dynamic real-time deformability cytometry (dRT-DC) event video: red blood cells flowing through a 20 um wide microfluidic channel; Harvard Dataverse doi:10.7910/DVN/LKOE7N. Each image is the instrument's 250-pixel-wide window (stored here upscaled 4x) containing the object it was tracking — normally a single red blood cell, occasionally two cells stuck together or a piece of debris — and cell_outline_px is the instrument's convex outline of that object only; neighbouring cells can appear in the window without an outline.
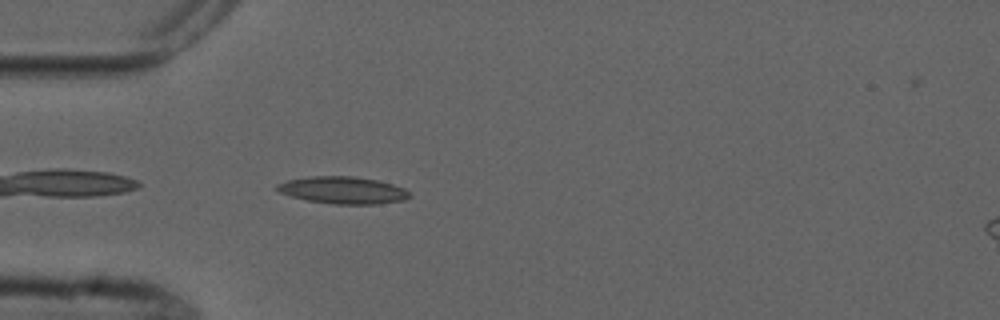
{"species": "common noctule bat (a hibernating species)", "species_latin": "Nyctalus noctula", "temperature_condition": "cold", "stored_images_in_passage": 4, "camera_frame_rate_fps": 3000, "um_per_image_px": 0.085, "animal": {"sex": "male", "forearm_length_mm": 52.5}, "frame": {"image": 1, "passage_image": 4, "time_ms": 4.0, "image_size_px": [1000, 320], "cell_outline_px": [[412, 196], [404, 200], [380, 204], [332, 204], [308, 200], [292, 196], [280, 192], [276, 188], [276, 184], [288, 180], [308, 176], [352, 176], [376, 180], [392, 184], [404, 188], [412, 192]], "centroid_in_image_um": [29.2, 16.17], "position_along_channel_um": 55.8, "area_um2": 20.98}}